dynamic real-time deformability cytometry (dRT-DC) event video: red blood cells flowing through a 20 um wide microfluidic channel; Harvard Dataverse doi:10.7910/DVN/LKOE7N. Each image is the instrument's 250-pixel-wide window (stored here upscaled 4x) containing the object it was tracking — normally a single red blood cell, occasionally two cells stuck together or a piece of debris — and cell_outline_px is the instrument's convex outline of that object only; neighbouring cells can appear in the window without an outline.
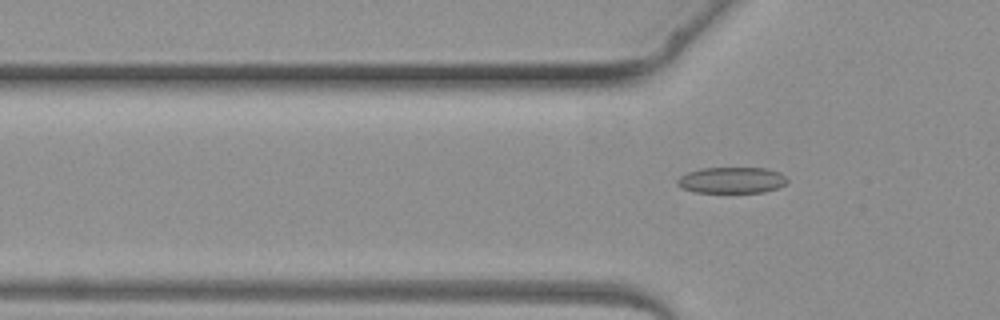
{"species": "common noctule bat (a hibernating species)", "species_latin": "Nyctalus noctula", "temperature_condition": "warm", "stored_images_in_passage": 4, "camera_frame_rate_fps": 3000, "um_per_image_px": 0.085, "animal": {"sex": "female", "body_mass_g": 19.3, "forearm_length_mm": 54.1}, "frame": {"image": 1, "passage_image": 4, "time_ms": 4.333, "image_size_px": [1000, 320], "cell_outline_px": [[788, 180], [784, 184], [776, 188], [764, 192], [696, 192], [684, 188], [676, 184], [676, 180], [680, 176], [688, 172], [700, 168], [764, 168], [780, 172]], "centroid_in_image_um": [62.18, 15.31], "position_along_channel_um": 63.6, "area_um2": 16.59}}